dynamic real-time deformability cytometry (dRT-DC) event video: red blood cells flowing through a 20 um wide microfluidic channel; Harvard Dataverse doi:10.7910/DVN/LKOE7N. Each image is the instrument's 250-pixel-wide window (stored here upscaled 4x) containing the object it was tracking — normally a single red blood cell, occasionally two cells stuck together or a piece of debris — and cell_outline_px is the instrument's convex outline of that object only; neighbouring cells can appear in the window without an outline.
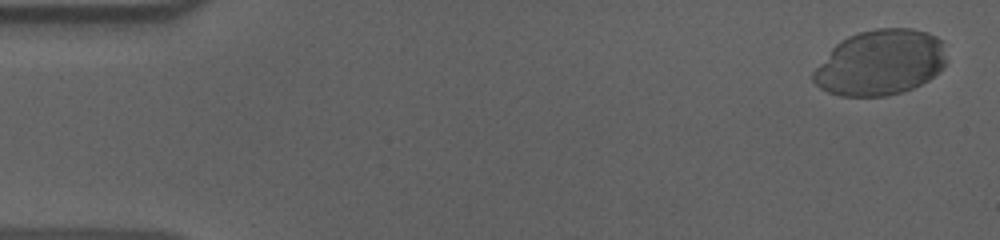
{"species": "human", "species_latin": "Homo sapiens", "temperature_condition": "cold", "stored_images_in_passage": 56, "camera_frame_rate_fps": 3000, "um_per_image_px": 0.085, "donor": {"sex": "male"}, "frame": {"image": 1, "passage_image": 2, "time_ms": 0.333, "image_size_px": [1000, 240], "cell_outline_px": [[948, 60], [940, 72], [928, 80], [912, 88], [900, 92], [884, 96], [840, 96], [828, 92], [820, 88], [812, 80], [812, 72], [832, 48], [840, 40], [848, 36], [860, 32], [876, 28], [912, 28], [928, 32], [944, 40]], "centroid_in_image_um": [74.87, 5.31], "position_along_channel_um": 10.1, "area_um2": 51.33}}
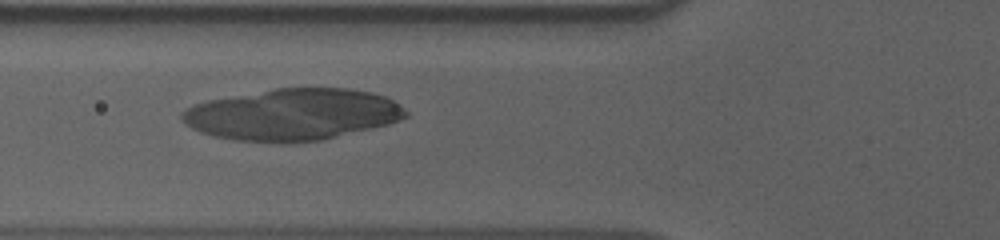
{"frame": {"image": 2, "passage_image": 21, "time_ms": 6.667, "image_size_px": [1000, 240], "cell_outline_px": [[408, 116], [388, 124], [320, 140], [232, 140], [212, 136], [200, 132], [192, 128], [180, 120], [180, 112], [196, 104], [208, 100], [276, 88], [348, 88], [368, 92], [384, 96], [392, 100], [404, 108], [408, 112]], "centroid_in_image_um": [24.85, 9.7], "position_along_channel_um": 101.0, "area_um2": 66.01}}
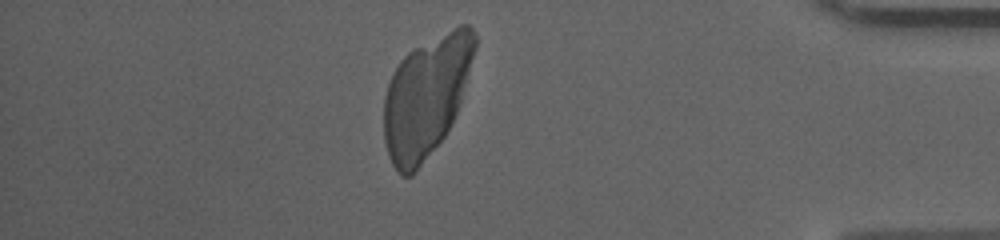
{"frame": {"image": 3, "passage_image": 49, "time_ms": 16.0, "image_size_px": [1000, 240], "cell_outline_px": [[476, 48], [460, 104], [444, 136], [416, 172], [412, 176], [400, 176], [396, 172], [388, 156], [384, 140], [384, 96], [392, 72], [400, 60], [408, 52], [460, 24], [468, 24], [472, 28], [476, 36]], "centroid_in_image_um": [36.21, 8.23], "position_along_channel_um": 399.0, "area_um2": 63.64}}